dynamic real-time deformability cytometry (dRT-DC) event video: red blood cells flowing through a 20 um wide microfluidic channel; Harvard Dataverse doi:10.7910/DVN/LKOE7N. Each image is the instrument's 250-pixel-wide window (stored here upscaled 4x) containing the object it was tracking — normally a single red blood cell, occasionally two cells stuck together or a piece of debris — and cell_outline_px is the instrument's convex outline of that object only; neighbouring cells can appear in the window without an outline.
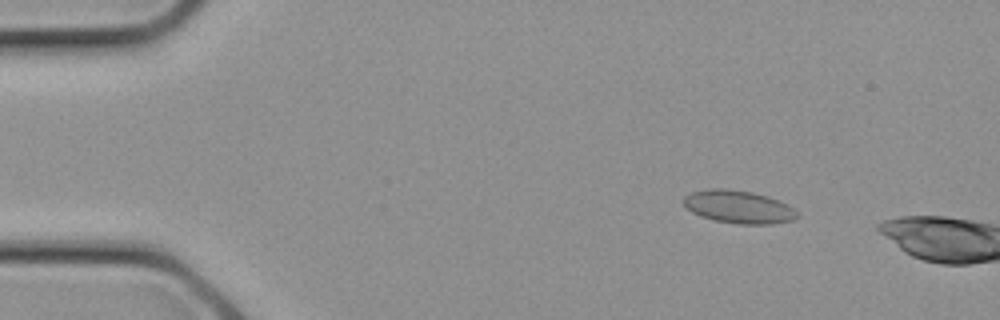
{"species": "common noctule bat (a hibernating species)", "species_latin": "Nyctalus noctula", "temperature_condition": "cold", "stored_images_in_passage": 5, "camera_frame_rate_fps": 3000, "um_per_image_px": 0.085, "animal": {"sex": "female", "body_mass_g": 21.9}, "frame": {"image": 1, "passage_image": 3, "time_ms": 0.667, "image_size_px": [1000, 320], "cell_outline_px": [[800, 216], [792, 220], [772, 224], [740, 224], [712, 220], [700, 216], [692, 212], [680, 200], [684, 196], [692, 192], [708, 188], [728, 188], [752, 192], [768, 196], [788, 204]], "centroid_in_image_um": [62.75, 17.57], "position_along_channel_um": 22.3, "area_um2": 21.96}}